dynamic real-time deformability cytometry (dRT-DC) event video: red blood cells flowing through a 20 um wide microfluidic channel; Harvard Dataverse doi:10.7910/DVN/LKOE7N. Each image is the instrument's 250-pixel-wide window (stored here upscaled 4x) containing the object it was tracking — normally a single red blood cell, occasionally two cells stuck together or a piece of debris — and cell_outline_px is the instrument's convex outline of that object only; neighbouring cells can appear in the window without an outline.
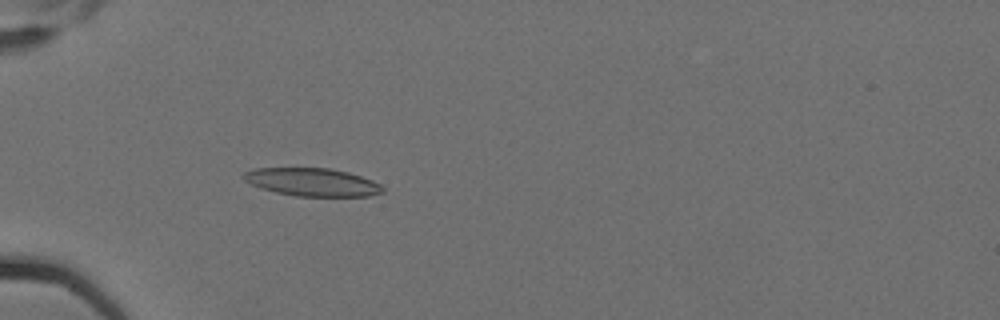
{"species": "Egyptian fruit bat (a non-hibernating species)", "species_latin": "Rousettus aegyptiacus", "temperature_condition": "cold", "stored_images_in_passage": 2, "camera_frame_rate_fps": 3000, "um_per_image_px": 0.085, "animal": {"sex": "female"}, "frame": {"image": 1, "passage_image": 1, "time_ms": 0.0, "image_size_px": [1000, 320], "cell_outline_px": [[384, 192], [368, 196], [296, 196], [276, 192], [260, 188], [244, 180], [240, 176], [244, 172], [256, 168], [328, 168], [348, 172], [372, 180], [380, 184], [384, 188]], "centroid_in_image_um": [26.53, 15.48], "position_along_channel_um": 58.5, "area_um2": 22.66}}